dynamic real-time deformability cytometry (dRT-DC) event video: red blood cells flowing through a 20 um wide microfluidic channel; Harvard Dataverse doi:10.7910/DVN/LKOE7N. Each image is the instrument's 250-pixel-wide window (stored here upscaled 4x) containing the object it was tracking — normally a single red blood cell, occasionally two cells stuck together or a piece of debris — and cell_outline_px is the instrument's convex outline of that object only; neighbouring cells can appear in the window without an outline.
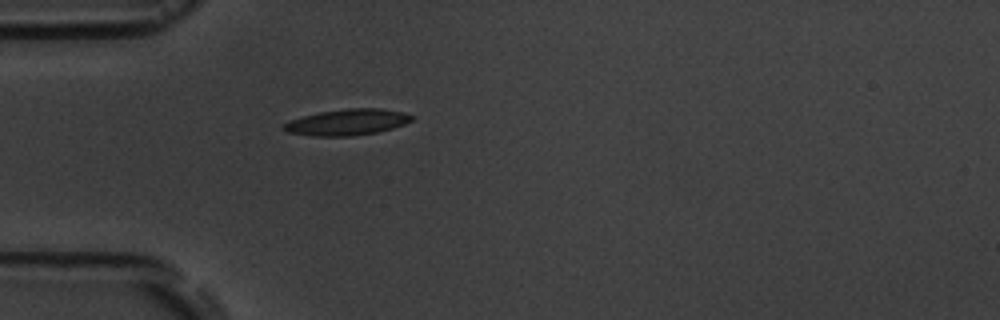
{"species": "common noctule bat (a hibernating species)", "species_latin": "Nyctalus noctula", "temperature_condition": "room temperature", "stored_images_in_passage": 1, "camera_frame_rate_fps": 3000, "um_per_image_px": 0.085, "animal": {"sex": "male", "body_mass_g": 19.5, "forearm_length_mm": 54.6}, "frame": {"image": 1, "passage_image": 1, "time_ms": 0.0, "image_size_px": [1000, 320], "cell_outline_px": [[412, 120], [404, 124], [392, 128], [376, 132], [352, 136], [312, 136], [288, 132], [280, 128], [284, 124], [292, 120], [304, 116], [320, 112], [348, 108], [380, 108], [404, 112], [412, 116]], "centroid_in_image_um": [29.51, 10.38], "position_along_channel_um": 55.5, "area_um2": 19.31}}